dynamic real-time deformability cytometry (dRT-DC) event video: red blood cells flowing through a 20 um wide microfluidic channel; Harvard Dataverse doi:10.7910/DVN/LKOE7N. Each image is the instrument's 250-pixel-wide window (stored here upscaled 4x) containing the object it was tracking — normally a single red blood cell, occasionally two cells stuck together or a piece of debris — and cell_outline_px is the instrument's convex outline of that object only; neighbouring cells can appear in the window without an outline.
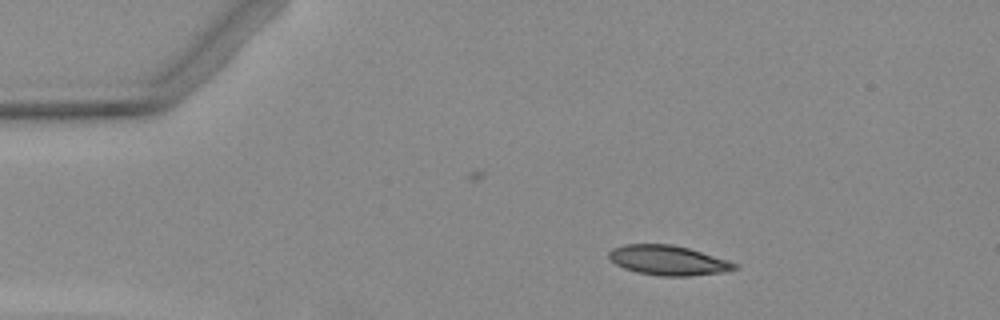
{"species": "Egyptian fruit bat (a non-hibernating species)", "species_latin": "Rousettus aegyptiacus", "temperature_condition": "warm", "stored_images_in_passage": 4, "camera_frame_rate_fps": 3000, "um_per_image_px": 0.085, "animal": {"sex": "female"}, "frame": {"image": 1, "passage_image": 1, "time_ms": 0.0, "image_size_px": [1000, 320], "cell_outline_px": [[740, 268], [724, 272], [688, 276], [664, 276], [636, 272], [624, 268], [616, 264], [608, 256], [608, 252], [612, 248], [624, 244], [672, 244], [688, 248], [728, 260], [740, 264]], "centroid_in_image_um": [56.82, 22.12], "position_along_channel_um": 28.2, "area_um2": 21.85}}
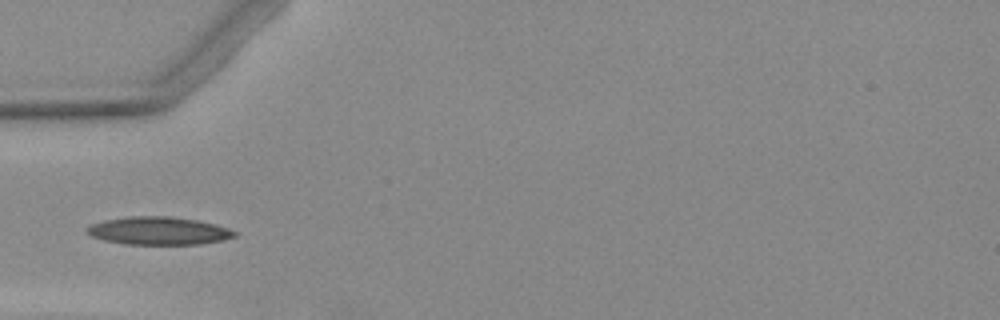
{"frame": {"image": 2, "passage_image": 3, "time_ms": 2.667, "image_size_px": [1000, 320], "cell_outline_px": [[236, 236], [224, 240], [200, 244], [124, 244], [104, 240], [92, 236], [88, 232], [88, 228], [92, 224], [104, 220], [132, 216], [172, 216], [196, 220], [228, 228], [236, 232]], "centroid_in_image_um": [13.5, 19.62], "position_along_channel_um": 71.5, "area_um2": 23.76}}
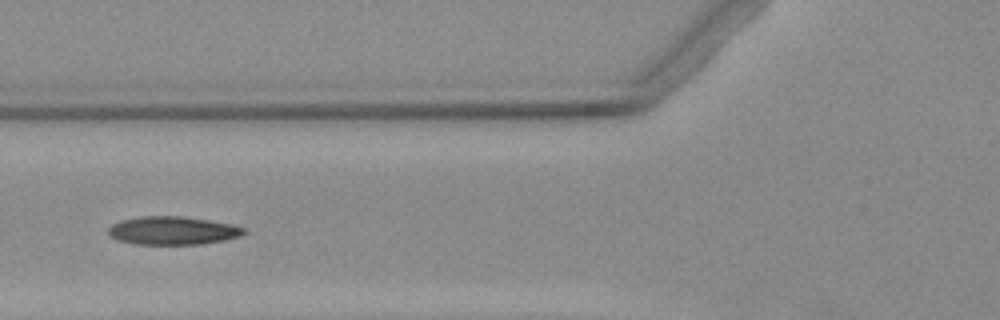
{"frame": {"image": 3, "passage_image": 4, "time_ms": 3.667, "image_size_px": [1000, 320], "cell_outline_px": [[248, 232], [240, 236], [224, 240], [200, 244], [136, 244], [116, 240], [108, 232], [108, 228], [112, 224], [120, 220], [140, 216], [180, 216], [208, 220], [228, 224], [244, 228]], "centroid_in_image_um": [14.65, 19.6], "position_along_channel_um": 111.2, "area_um2": 22.2}}